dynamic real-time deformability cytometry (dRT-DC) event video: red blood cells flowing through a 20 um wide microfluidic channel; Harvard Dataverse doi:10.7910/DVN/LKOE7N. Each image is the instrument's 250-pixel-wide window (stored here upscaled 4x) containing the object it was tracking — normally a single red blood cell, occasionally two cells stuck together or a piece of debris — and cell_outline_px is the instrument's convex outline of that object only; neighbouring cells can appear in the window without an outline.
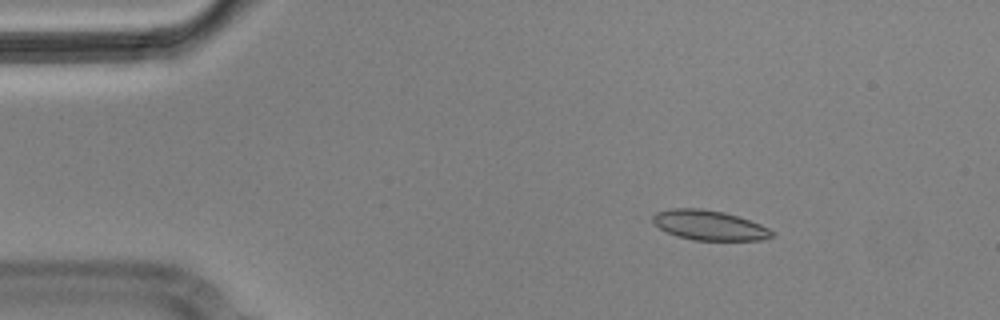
{"species": "Egyptian fruit bat (a non-hibernating species)", "species_latin": "Rousettus aegyptiacus", "temperature_condition": "cold", "stored_images_in_passage": 5, "camera_frame_rate_fps": 3000, "um_per_image_px": 0.085, "animal": {"sex": "male"}, "frame": {"image": 1, "passage_image": 2, "time_ms": 0.333, "image_size_px": [1000, 320], "cell_outline_px": [[776, 236], [760, 240], [692, 240], [676, 236], [652, 224], [652, 216], [656, 212], [668, 208], [700, 208], [724, 212], [760, 224], [776, 232]], "centroid_in_image_um": [60.27, 19.14], "position_along_channel_um": 24.7, "area_um2": 20.87}}
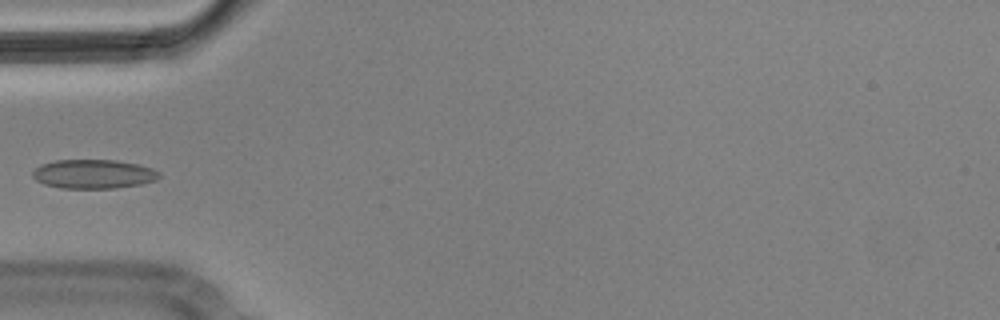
{"frame": {"image": 2, "passage_image": 5, "time_ms": 1.333, "image_size_px": [1000, 320], "cell_outline_px": [[160, 176], [156, 180], [140, 184], [112, 188], [60, 188], [44, 184], [36, 180], [32, 176], [32, 172], [40, 164], [56, 160], [116, 160], [136, 164], [152, 168], [160, 172]], "centroid_in_image_um": [7.93, 14.79], "position_along_channel_um": 77.1, "area_um2": 21.39}}